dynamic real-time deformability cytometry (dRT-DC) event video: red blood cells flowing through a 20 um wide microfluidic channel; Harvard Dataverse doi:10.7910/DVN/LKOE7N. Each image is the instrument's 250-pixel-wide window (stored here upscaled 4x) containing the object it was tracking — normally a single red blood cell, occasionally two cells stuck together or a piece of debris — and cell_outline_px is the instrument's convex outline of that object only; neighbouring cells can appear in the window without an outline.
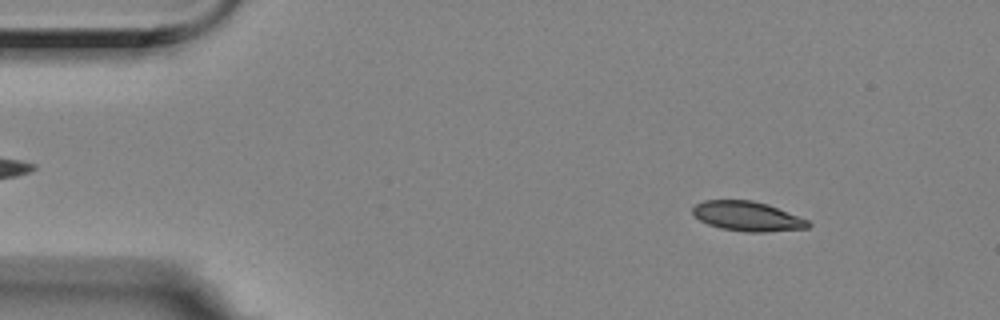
{"species": "Egyptian fruit bat (a non-hibernating species)", "species_latin": "Rousettus aegyptiacus", "temperature_condition": "room temperature", "stored_images_in_passage": 16, "camera_frame_rate_fps": 3000, "um_per_image_px": 0.085, "animal": {"sex": "female"}, "frame": {"image": 1, "passage_image": 6, "time_ms": 1.667, "image_size_px": [1000, 320], "cell_outline_px": [[812, 224], [808, 228], [764, 232], [748, 232], [720, 228], [708, 224], [700, 220], [692, 212], [692, 208], [696, 204], [704, 200], [752, 200], [768, 204], [808, 220]], "centroid_in_image_um": [63.53, 18.38], "position_along_channel_um": 21.5, "area_um2": 19.88}}
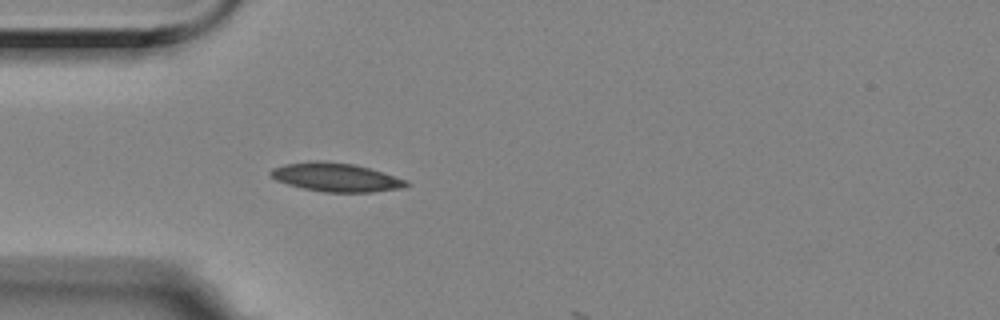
{"frame": {"image": 2, "passage_image": 15, "time_ms": 4.667, "image_size_px": [1000, 320], "cell_outline_px": [[408, 184], [404, 188], [372, 192], [324, 192], [304, 188], [288, 184], [276, 180], [268, 172], [272, 168], [284, 164], [308, 160], [324, 160], [356, 164], [384, 172], [408, 180]], "centroid_in_image_um": [28.56, 15.05], "position_along_channel_um": 56.4, "area_um2": 22.95}}